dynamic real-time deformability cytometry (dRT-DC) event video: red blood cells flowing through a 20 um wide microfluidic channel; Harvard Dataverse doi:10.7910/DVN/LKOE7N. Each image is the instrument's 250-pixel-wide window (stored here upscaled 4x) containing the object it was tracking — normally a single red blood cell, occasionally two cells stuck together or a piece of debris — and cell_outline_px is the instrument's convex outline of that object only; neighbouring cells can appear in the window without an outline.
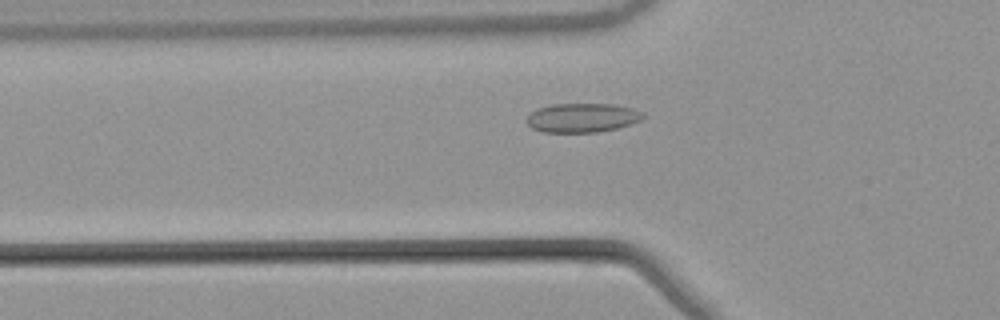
{"species": "common noctule bat (a hibernating species)", "species_latin": "Nyctalus noctula", "temperature_condition": "warm", "stored_images_in_passage": 48, "camera_frame_rate_fps": 3000, "um_per_image_px": 0.085, "animal": {"sex": "male", "body_mass_g": 21.5, "forearm_length_mm": 52.0}, "frame": {"image": 1, "passage_image": 13, "time_ms": 4.0, "image_size_px": [1000, 320], "cell_outline_px": [[644, 116], [640, 120], [632, 124], [600, 132], [544, 132], [532, 128], [524, 120], [536, 108], [552, 104], [612, 104], [632, 108], [640, 112]], "centroid_in_image_um": [49.45, 10.01], "position_along_channel_um": 76.3, "area_um2": 19.71}}
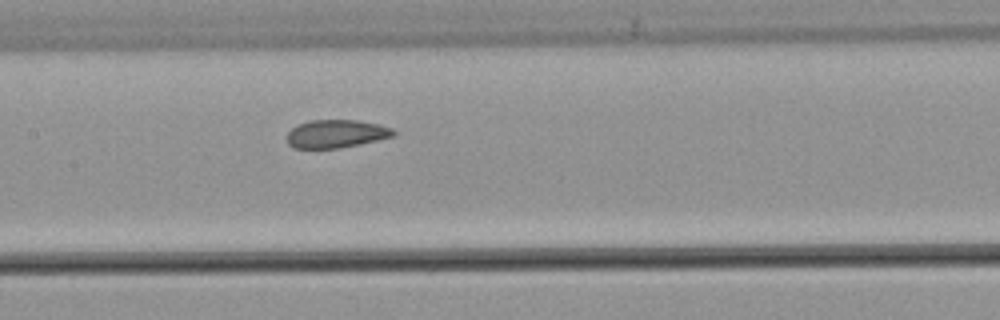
{"frame": {"image": 2, "passage_image": 21, "time_ms": 6.667, "image_size_px": [1000, 320], "cell_outline_px": [[396, 136], [360, 144], [340, 148], [292, 148], [288, 144], [288, 132], [296, 124], [308, 120], [356, 120], [380, 124], [392, 128], [396, 132]], "centroid_in_image_um": [28.59, 11.36], "position_along_channel_um": 178.8, "area_um2": 17.63}}
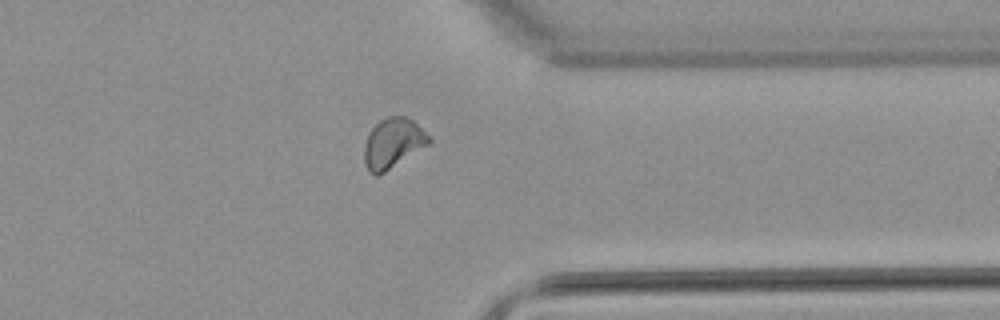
{"frame": {"image": 3, "passage_image": 37, "time_ms": 12.0, "image_size_px": [1000, 320], "cell_outline_px": [[432, 144], [384, 172], [376, 176], [368, 172], [364, 164], [364, 144], [372, 128], [380, 120], [388, 116], [404, 116], [412, 120], [432, 140]], "centroid_in_image_um": [33.4, 12.2], "position_along_channel_um": 378.0, "area_um2": 18.9}, "authors_computed_cell_mechanics": {"area_um2": 18.3804, "velocity_mm_per_s": 3.8322, "shape_relaxation_time_tau1_ms": null, "shape_relaxation_time_tau2_ms": 1.6855, "deformation_change_tau1": null, "deformation_change_tau2": 0.0644}}